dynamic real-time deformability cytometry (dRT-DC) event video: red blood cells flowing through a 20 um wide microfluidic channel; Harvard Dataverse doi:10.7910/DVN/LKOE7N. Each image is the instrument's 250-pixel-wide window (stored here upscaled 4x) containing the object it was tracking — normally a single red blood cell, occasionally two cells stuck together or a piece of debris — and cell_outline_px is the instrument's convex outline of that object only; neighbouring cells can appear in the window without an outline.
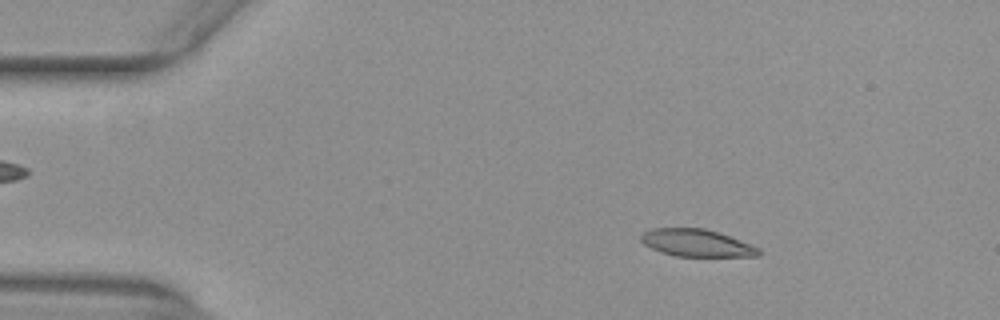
{"species": "common noctule bat (a hibernating species)", "species_latin": "Nyctalus noctula", "temperature_condition": "warm", "stored_images_in_passage": 52, "camera_frame_rate_fps": 3000, "um_per_image_px": 0.085, "animal": {"sex": "female", "body_mass_g": 29.2, "forearm_length_mm": 56.3}, "frame": {"image": 1, "passage_image": 8, "time_ms": 2.333, "image_size_px": [1000, 320], "cell_outline_px": [[760, 256], [676, 256], [660, 252], [644, 244], [640, 240], [640, 236], [644, 232], [652, 228], [704, 228], [720, 232], [760, 248]], "centroid_in_image_um": [59.21, 20.64], "position_along_channel_um": 25.8, "area_um2": 18.73}}
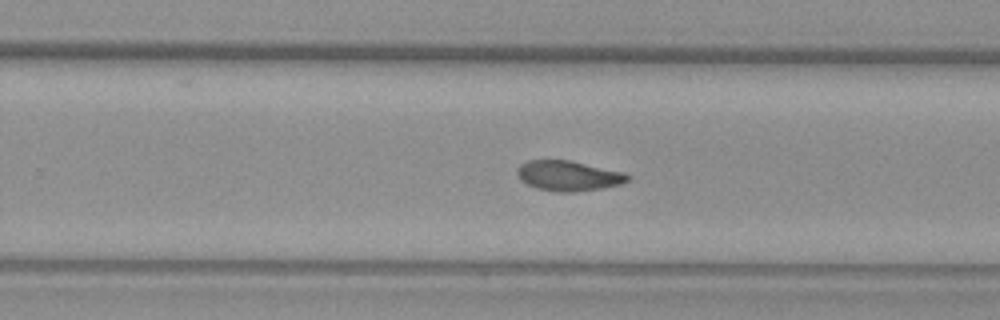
{"frame": {"image": 2, "passage_image": 33, "time_ms": 10.667, "image_size_px": [1000, 320], "cell_outline_px": [[632, 176], [624, 184], [600, 188], [572, 192], [560, 192], [536, 188], [520, 180], [516, 172], [516, 168], [520, 164], [528, 160], [572, 160], [624, 172]], "centroid_in_image_um": [48.33, 14.93], "position_along_channel_um": 281.5, "area_um2": 19.59}}
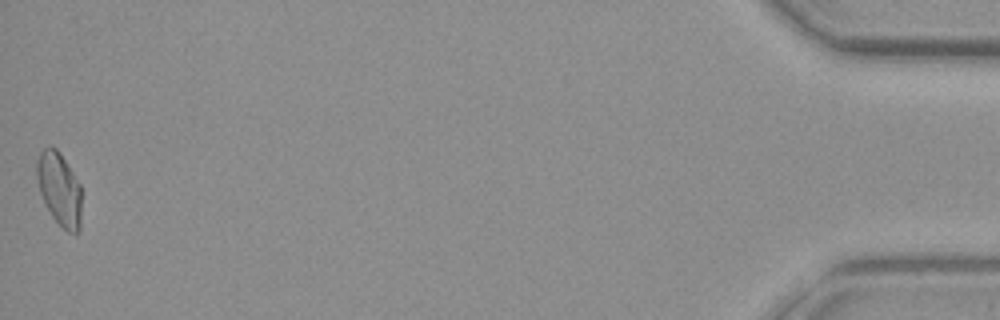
{"frame": {"image": 3, "passage_image": 52, "time_ms": 17.0, "image_size_px": [1000, 320], "cell_outline_px": [[80, 232], [76, 236], [68, 232], [52, 216], [44, 204], [40, 192], [36, 176], [36, 160], [40, 152], [48, 144], [52, 144], [60, 152], [80, 184]], "centroid_in_image_um": [5.03, 16.04], "position_along_channel_um": 430.2, "area_um2": 19.31}, "authors_computed_cell_mechanics": {"area_um2": 19.3052, "velocity_mm_per_s": 3.9437, "shape_relaxation_time_tau1_ms": null, "shape_relaxation_time_tau2_ms": 2.8937, "deformation_change_tau1": null, "deformation_change_tau2": 0.0733}}